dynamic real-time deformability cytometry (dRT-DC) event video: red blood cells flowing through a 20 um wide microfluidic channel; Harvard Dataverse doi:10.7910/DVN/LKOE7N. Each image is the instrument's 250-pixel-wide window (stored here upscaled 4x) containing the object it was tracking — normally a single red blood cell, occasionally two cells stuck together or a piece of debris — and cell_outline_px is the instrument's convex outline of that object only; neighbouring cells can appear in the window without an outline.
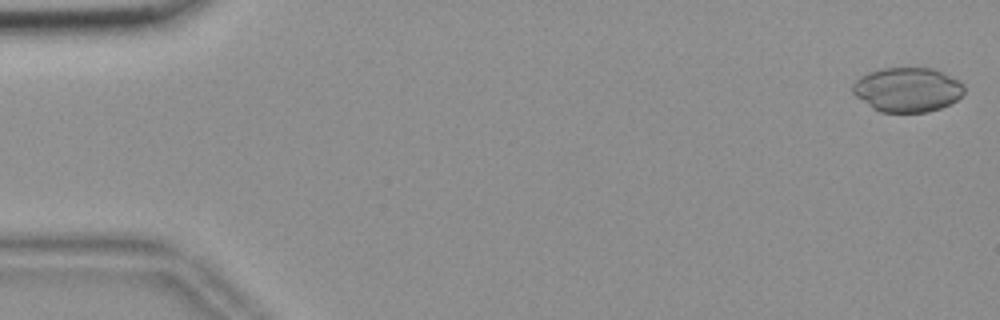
{"species": "common noctule bat (a hibernating species)", "species_latin": "Nyctalus noctula", "temperature_condition": "room temperature", "stored_images_in_passage": 52, "camera_frame_rate_fps": 3000, "um_per_image_px": 0.085, "animal": {"sex": "female", "body_mass_g": 18.4}, "frame": {"image": 1, "passage_image": 1, "time_ms": 0.0, "image_size_px": [1000, 320], "cell_outline_px": [[964, 92], [956, 100], [940, 108], [928, 112], [880, 112], [872, 108], [856, 96], [852, 92], [852, 84], [860, 76], [868, 72], [884, 68], [932, 68], [960, 80], [964, 84]], "centroid_in_image_um": [77.12, 7.62], "position_along_channel_um": 7.9, "area_um2": 28.9}}